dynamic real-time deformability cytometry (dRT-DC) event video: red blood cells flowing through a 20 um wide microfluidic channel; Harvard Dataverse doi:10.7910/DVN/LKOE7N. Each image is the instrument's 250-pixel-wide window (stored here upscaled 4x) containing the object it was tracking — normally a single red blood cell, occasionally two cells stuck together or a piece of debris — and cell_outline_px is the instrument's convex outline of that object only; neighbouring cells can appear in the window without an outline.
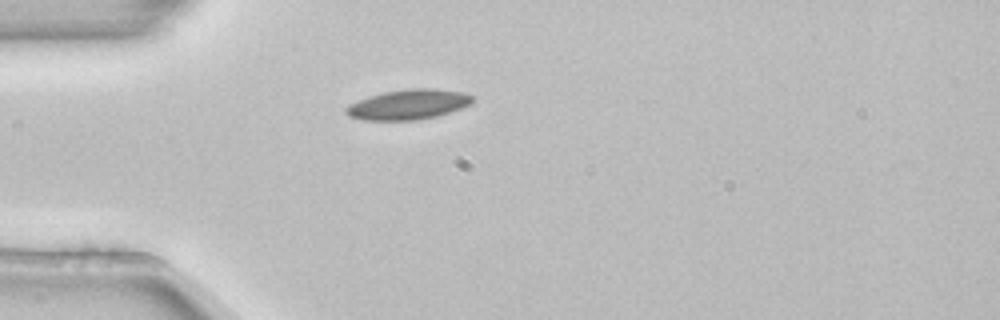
{"species": "common noctule bat (a hibernating species)", "species_latin": "Nyctalus noctula", "temperature_condition": "room temperature", "stored_images_in_passage": 1, "camera_frame_rate_fps": 3000, "um_per_image_px": 0.085, "animal": {"sex": "female", "body_mass_g": 22.7, "forearm_length_mm": 54.2}, "frame": {"image": 1, "passage_image": 1, "time_ms": 0.0, "image_size_px": [1000, 320], "cell_outline_px": [[472, 100], [468, 104], [460, 108], [436, 116], [416, 120], [360, 120], [348, 116], [344, 112], [344, 108], [348, 104], [368, 96], [384, 92], [408, 88], [436, 88], [460, 92], [472, 96]], "centroid_in_image_um": [34.61, 8.88], "position_along_channel_um": 50.4, "area_um2": 22.08}}